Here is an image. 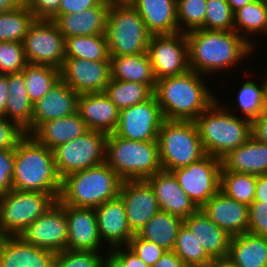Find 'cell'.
<instances>
[{"instance_id": "obj_31", "label": "cell", "mask_w": 267, "mask_h": 267, "mask_svg": "<svg viewBox=\"0 0 267 267\" xmlns=\"http://www.w3.org/2000/svg\"><path fill=\"white\" fill-rule=\"evenodd\" d=\"M227 259L238 267H267V237L248 232L231 237Z\"/></svg>"}, {"instance_id": "obj_55", "label": "cell", "mask_w": 267, "mask_h": 267, "mask_svg": "<svg viewBox=\"0 0 267 267\" xmlns=\"http://www.w3.org/2000/svg\"><path fill=\"white\" fill-rule=\"evenodd\" d=\"M8 96V74H0V118L5 117Z\"/></svg>"}, {"instance_id": "obj_38", "label": "cell", "mask_w": 267, "mask_h": 267, "mask_svg": "<svg viewBox=\"0 0 267 267\" xmlns=\"http://www.w3.org/2000/svg\"><path fill=\"white\" fill-rule=\"evenodd\" d=\"M22 72L28 96L33 104L43 98L61 79L60 70L49 65L28 64Z\"/></svg>"}, {"instance_id": "obj_2", "label": "cell", "mask_w": 267, "mask_h": 267, "mask_svg": "<svg viewBox=\"0 0 267 267\" xmlns=\"http://www.w3.org/2000/svg\"><path fill=\"white\" fill-rule=\"evenodd\" d=\"M203 76L189 70L156 81L154 95L163 119L194 121L217 99L215 92L204 83Z\"/></svg>"}, {"instance_id": "obj_22", "label": "cell", "mask_w": 267, "mask_h": 267, "mask_svg": "<svg viewBox=\"0 0 267 267\" xmlns=\"http://www.w3.org/2000/svg\"><path fill=\"white\" fill-rule=\"evenodd\" d=\"M77 113L88 130L111 134L119 123L120 110L104 92L79 95Z\"/></svg>"}, {"instance_id": "obj_52", "label": "cell", "mask_w": 267, "mask_h": 267, "mask_svg": "<svg viewBox=\"0 0 267 267\" xmlns=\"http://www.w3.org/2000/svg\"><path fill=\"white\" fill-rule=\"evenodd\" d=\"M111 251L123 262L125 267H150L128 246L116 247Z\"/></svg>"}, {"instance_id": "obj_59", "label": "cell", "mask_w": 267, "mask_h": 267, "mask_svg": "<svg viewBox=\"0 0 267 267\" xmlns=\"http://www.w3.org/2000/svg\"><path fill=\"white\" fill-rule=\"evenodd\" d=\"M18 6L13 0H0V14L10 11Z\"/></svg>"}, {"instance_id": "obj_17", "label": "cell", "mask_w": 267, "mask_h": 267, "mask_svg": "<svg viewBox=\"0 0 267 267\" xmlns=\"http://www.w3.org/2000/svg\"><path fill=\"white\" fill-rule=\"evenodd\" d=\"M119 196L123 200L128 226L137 234L160 210L155 193L146 180H125Z\"/></svg>"}, {"instance_id": "obj_26", "label": "cell", "mask_w": 267, "mask_h": 267, "mask_svg": "<svg viewBox=\"0 0 267 267\" xmlns=\"http://www.w3.org/2000/svg\"><path fill=\"white\" fill-rule=\"evenodd\" d=\"M177 0H136L132 6L139 13L151 35L180 33Z\"/></svg>"}, {"instance_id": "obj_14", "label": "cell", "mask_w": 267, "mask_h": 267, "mask_svg": "<svg viewBox=\"0 0 267 267\" xmlns=\"http://www.w3.org/2000/svg\"><path fill=\"white\" fill-rule=\"evenodd\" d=\"M19 237L26 243L55 254L66 250L68 223L65 204L57 200L43 215L24 229Z\"/></svg>"}, {"instance_id": "obj_23", "label": "cell", "mask_w": 267, "mask_h": 267, "mask_svg": "<svg viewBox=\"0 0 267 267\" xmlns=\"http://www.w3.org/2000/svg\"><path fill=\"white\" fill-rule=\"evenodd\" d=\"M78 97L79 94L60 79L43 98L33 104L32 133L42 123L76 113Z\"/></svg>"}, {"instance_id": "obj_3", "label": "cell", "mask_w": 267, "mask_h": 267, "mask_svg": "<svg viewBox=\"0 0 267 267\" xmlns=\"http://www.w3.org/2000/svg\"><path fill=\"white\" fill-rule=\"evenodd\" d=\"M12 189L51 194L56 200L61 192L53 150L25 135L14 149Z\"/></svg>"}, {"instance_id": "obj_29", "label": "cell", "mask_w": 267, "mask_h": 267, "mask_svg": "<svg viewBox=\"0 0 267 267\" xmlns=\"http://www.w3.org/2000/svg\"><path fill=\"white\" fill-rule=\"evenodd\" d=\"M88 131L84 120L76 112L64 118L42 123L31 136L41 145L53 150Z\"/></svg>"}, {"instance_id": "obj_15", "label": "cell", "mask_w": 267, "mask_h": 267, "mask_svg": "<svg viewBox=\"0 0 267 267\" xmlns=\"http://www.w3.org/2000/svg\"><path fill=\"white\" fill-rule=\"evenodd\" d=\"M163 120L157 98L153 95L143 103L121 110L114 134L133 141H158Z\"/></svg>"}, {"instance_id": "obj_21", "label": "cell", "mask_w": 267, "mask_h": 267, "mask_svg": "<svg viewBox=\"0 0 267 267\" xmlns=\"http://www.w3.org/2000/svg\"><path fill=\"white\" fill-rule=\"evenodd\" d=\"M146 181L152 187L161 211L185 219L199 209L179 186L171 171H158Z\"/></svg>"}, {"instance_id": "obj_53", "label": "cell", "mask_w": 267, "mask_h": 267, "mask_svg": "<svg viewBox=\"0 0 267 267\" xmlns=\"http://www.w3.org/2000/svg\"><path fill=\"white\" fill-rule=\"evenodd\" d=\"M251 136L264 144H267V110L251 121Z\"/></svg>"}, {"instance_id": "obj_50", "label": "cell", "mask_w": 267, "mask_h": 267, "mask_svg": "<svg viewBox=\"0 0 267 267\" xmlns=\"http://www.w3.org/2000/svg\"><path fill=\"white\" fill-rule=\"evenodd\" d=\"M62 0H30L28 8L36 20H53L58 15Z\"/></svg>"}, {"instance_id": "obj_58", "label": "cell", "mask_w": 267, "mask_h": 267, "mask_svg": "<svg viewBox=\"0 0 267 267\" xmlns=\"http://www.w3.org/2000/svg\"><path fill=\"white\" fill-rule=\"evenodd\" d=\"M252 1L254 0H227L233 13L242 8L244 5L251 3Z\"/></svg>"}, {"instance_id": "obj_8", "label": "cell", "mask_w": 267, "mask_h": 267, "mask_svg": "<svg viewBox=\"0 0 267 267\" xmlns=\"http://www.w3.org/2000/svg\"><path fill=\"white\" fill-rule=\"evenodd\" d=\"M105 34L109 56L147 53L152 36L132 5L109 6Z\"/></svg>"}, {"instance_id": "obj_54", "label": "cell", "mask_w": 267, "mask_h": 267, "mask_svg": "<svg viewBox=\"0 0 267 267\" xmlns=\"http://www.w3.org/2000/svg\"><path fill=\"white\" fill-rule=\"evenodd\" d=\"M152 267H187L182 259L173 251H165Z\"/></svg>"}, {"instance_id": "obj_40", "label": "cell", "mask_w": 267, "mask_h": 267, "mask_svg": "<svg viewBox=\"0 0 267 267\" xmlns=\"http://www.w3.org/2000/svg\"><path fill=\"white\" fill-rule=\"evenodd\" d=\"M256 175L221 171L222 191L227 197L249 206L254 201Z\"/></svg>"}, {"instance_id": "obj_57", "label": "cell", "mask_w": 267, "mask_h": 267, "mask_svg": "<svg viewBox=\"0 0 267 267\" xmlns=\"http://www.w3.org/2000/svg\"><path fill=\"white\" fill-rule=\"evenodd\" d=\"M102 267H125L123 262L110 250L103 254Z\"/></svg>"}, {"instance_id": "obj_1", "label": "cell", "mask_w": 267, "mask_h": 267, "mask_svg": "<svg viewBox=\"0 0 267 267\" xmlns=\"http://www.w3.org/2000/svg\"><path fill=\"white\" fill-rule=\"evenodd\" d=\"M186 34L189 68L199 74H214L232 68L245 56L253 55L254 48L235 30L217 31L196 29ZM242 59V60H241Z\"/></svg>"}, {"instance_id": "obj_36", "label": "cell", "mask_w": 267, "mask_h": 267, "mask_svg": "<svg viewBox=\"0 0 267 267\" xmlns=\"http://www.w3.org/2000/svg\"><path fill=\"white\" fill-rule=\"evenodd\" d=\"M65 57L91 61L110 60L106 34L65 38Z\"/></svg>"}, {"instance_id": "obj_60", "label": "cell", "mask_w": 267, "mask_h": 267, "mask_svg": "<svg viewBox=\"0 0 267 267\" xmlns=\"http://www.w3.org/2000/svg\"><path fill=\"white\" fill-rule=\"evenodd\" d=\"M214 267H238L237 265L233 264L227 258L217 259L214 261Z\"/></svg>"}, {"instance_id": "obj_7", "label": "cell", "mask_w": 267, "mask_h": 267, "mask_svg": "<svg viewBox=\"0 0 267 267\" xmlns=\"http://www.w3.org/2000/svg\"><path fill=\"white\" fill-rule=\"evenodd\" d=\"M162 170L172 171L206 155L194 121L163 120L158 132Z\"/></svg>"}, {"instance_id": "obj_62", "label": "cell", "mask_w": 267, "mask_h": 267, "mask_svg": "<svg viewBox=\"0 0 267 267\" xmlns=\"http://www.w3.org/2000/svg\"><path fill=\"white\" fill-rule=\"evenodd\" d=\"M18 6H27L30 0H13Z\"/></svg>"}, {"instance_id": "obj_35", "label": "cell", "mask_w": 267, "mask_h": 267, "mask_svg": "<svg viewBox=\"0 0 267 267\" xmlns=\"http://www.w3.org/2000/svg\"><path fill=\"white\" fill-rule=\"evenodd\" d=\"M104 93L120 111L135 104L143 103L154 95V91L147 84L112 78Z\"/></svg>"}, {"instance_id": "obj_33", "label": "cell", "mask_w": 267, "mask_h": 267, "mask_svg": "<svg viewBox=\"0 0 267 267\" xmlns=\"http://www.w3.org/2000/svg\"><path fill=\"white\" fill-rule=\"evenodd\" d=\"M182 224L181 217L159 210L137 235L170 251L175 246L177 233Z\"/></svg>"}, {"instance_id": "obj_46", "label": "cell", "mask_w": 267, "mask_h": 267, "mask_svg": "<svg viewBox=\"0 0 267 267\" xmlns=\"http://www.w3.org/2000/svg\"><path fill=\"white\" fill-rule=\"evenodd\" d=\"M127 246L150 267H152L166 251L156 243L140 238L137 234L130 239Z\"/></svg>"}, {"instance_id": "obj_19", "label": "cell", "mask_w": 267, "mask_h": 267, "mask_svg": "<svg viewBox=\"0 0 267 267\" xmlns=\"http://www.w3.org/2000/svg\"><path fill=\"white\" fill-rule=\"evenodd\" d=\"M101 241L109 246V250L127 246L134 236L128 226L123 200L120 196L108 200L94 208Z\"/></svg>"}, {"instance_id": "obj_24", "label": "cell", "mask_w": 267, "mask_h": 267, "mask_svg": "<svg viewBox=\"0 0 267 267\" xmlns=\"http://www.w3.org/2000/svg\"><path fill=\"white\" fill-rule=\"evenodd\" d=\"M55 253L24 242L19 236L0 237V267H54Z\"/></svg>"}, {"instance_id": "obj_32", "label": "cell", "mask_w": 267, "mask_h": 267, "mask_svg": "<svg viewBox=\"0 0 267 267\" xmlns=\"http://www.w3.org/2000/svg\"><path fill=\"white\" fill-rule=\"evenodd\" d=\"M110 70L112 79L147 84L153 91L156 88V79L148 52L110 56Z\"/></svg>"}, {"instance_id": "obj_10", "label": "cell", "mask_w": 267, "mask_h": 267, "mask_svg": "<svg viewBox=\"0 0 267 267\" xmlns=\"http://www.w3.org/2000/svg\"><path fill=\"white\" fill-rule=\"evenodd\" d=\"M107 134L88 130L53 149L55 168L61 180L72 173L105 163Z\"/></svg>"}, {"instance_id": "obj_61", "label": "cell", "mask_w": 267, "mask_h": 267, "mask_svg": "<svg viewBox=\"0 0 267 267\" xmlns=\"http://www.w3.org/2000/svg\"><path fill=\"white\" fill-rule=\"evenodd\" d=\"M109 6L113 5H132L136 0H103Z\"/></svg>"}, {"instance_id": "obj_28", "label": "cell", "mask_w": 267, "mask_h": 267, "mask_svg": "<svg viewBox=\"0 0 267 267\" xmlns=\"http://www.w3.org/2000/svg\"><path fill=\"white\" fill-rule=\"evenodd\" d=\"M222 160L221 171L253 175H267V144L252 136L241 146L230 151Z\"/></svg>"}, {"instance_id": "obj_45", "label": "cell", "mask_w": 267, "mask_h": 267, "mask_svg": "<svg viewBox=\"0 0 267 267\" xmlns=\"http://www.w3.org/2000/svg\"><path fill=\"white\" fill-rule=\"evenodd\" d=\"M103 252L64 250L55 254L54 267H102Z\"/></svg>"}, {"instance_id": "obj_48", "label": "cell", "mask_w": 267, "mask_h": 267, "mask_svg": "<svg viewBox=\"0 0 267 267\" xmlns=\"http://www.w3.org/2000/svg\"><path fill=\"white\" fill-rule=\"evenodd\" d=\"M25 131L5 117L0 118V149H15Z\"/></svg>"}, {"instance_id": "obj_63", "label": "cell", "mask_w": 267, "mask_h": 267, "mask_svg": "<svg viewBox=\"0 0 267 267\" xmlns=\"http://www.w3.org/2000/svg\"><path fill=\"white\" fill-rule=\"evenodd\" d=\"M266 74H267V72H266ZM265 78H266V95H267V75L265 76ZM266 108H267V96H266Z\"/></svg>"}, {"instance_id": "obj_49", "label": "cell", "mask_w": 267, "mask_h": 267, "mask_svg": "<svg viewBox=\"0 0 267 267\" xmlns=\"http://www.w3.org/2000/svg\"><path fill=\"white\" fill-rule=\"evenodd\" d=\"M14 149H0V194L12 190Z\"/></svg>"}, {"instance_id": "obj_43", "label": "cell", "mask_w": 267, "mask_h": 267, "mask_svg": "<svg viewBox=\"0 0 267 267\" xmlns=\"http://www.w3.org/2000/svg\"><path fill=\"white\" fill-rule=\"evenodd\" d=\"M200 29L234 31V13L227 0H207L204 25Z\"/></svg>"}, {"instance_id": "obj_51", "label": "cell", "mask_w": 267, "mask_h": 267, "mask_svg": "<svg viewBox=\"0 0 267 267\" xmlns=\"http://www.w3.org/2000/svg\"><path fill=\"white\" fill-rule=\"evenodd\" d=\"M103 0H62L58 14L77 13L82 10L95 7Z\"/></svg>"}, {"instance_id": "obj_47", "label": "cell", "mask_w": 267, "mask_h": 267, "mask_svg": "<svg viewBox=\"0 0 267 267\" xmlns=\"http://www.w3.org/2000/svg\"><path fill=\"white\" fill-rule=\"evenodd\" d=\"M248 233L267 237V202L253 201L249 205Z\"/></svg>"}, {"instance_id": "obj_16", "label": "cell", "mask_w": 267, "mask_h": 267, "mask_svg": "<svg viewBox=\"0 0 267 267\" xmlns=\"http://www.w3.org/2000/svg\"><path fill=\"white\" fill-rule=\"evenodd\" d=\"M60 78L79 95L104 92L111 79L110 60L65 57Z\"/></svg>"}, {"instance_id": "obj_9", "label": "cell", "mask_w": 267, "mask_h": 267, "mask_svg": "<svg viewBox=\"0 0 267 267\" xmlns=\"http://www.w3.org/2000/svg\"><path fill=\"white\" fill-rule=\"evenodd\" d=\"M57 200L48 193L14 190L0 194V237L19 236Z\"/></svg>"}, {"instance_id": "obj_34", "label": "cell", "mask_w": 267, "mask_h": 267, "mask_svg": "<svg viewBox=\"0 0 267 267\" xmlns=\"http://www.w3.org/2000/svg\"><path fill=\"white\" fill-rule=\"evenodd\" d=\"M234 30L255 49L257 46L249 37L267 34V0H254L237 10L234 13Z\"/></svg>"}, {"instance_id": "obj_27", "label": "cell", "mask_w": 267, "mask_h": 267, "mask_svg": "<svg viewBox=\"0 0 267 267\" xmlns=\"http://www.w3.org/2000/svg\"><path fill=\"white\" fill-rule=\"evenodd\" d=\"M183 223L214 260L227 258L231 236L211 221L201 208L183 219Z\"/></svg>"}, {"instance_id": "obj_6", "label": "cell", "mask_w": 267, "mask_h": 267, "mask_svg": "<svg viewBox=\"0 0 267 267\" xmlns=\"http://www.w3.org/2000/svg\"><path fill=\"white\" fill-rule=\"evenodd\" d=\"M105 162L123 181L146 180L162 170L158 141H133L107 134Z\"/></svg>"}, {"instance_id": "obj_44", "label": "cell", "mask_w": 267, "mask_h": 267, "mask_svg": "<svg viewBox=\"0 0 267 267\" xmlns=\"http://www.w3.org/2000/svg\"><path fill=\"white\" fill-rule=\"evenodd\" d=\"M27 65L21 42H0V74L21 72Z\"/></svg>"}, {"instance_id": "obj_30", "label": "cell", "mask_w": 267, "mask_h": 267, "mask_svg": "<svg viewBox=\"0 0 267 267\" xmlns=\"http://www.w3.org/2000/svg\"><path fill=\"white\" fill-rule=\"evenodd\" d=\"M8 100L5 118L16 123L25 134H32L33 103L26 89L23 72L8 74Z\"/></svg>"}, {"instance_id": "obj_4", "label": "cell", "mask_w": 267, "mask_h": 267, "mask_svg": "<svg viewBox=\"0 0 267 267\" xmlns=\"http://www.w3.org/2000/svg\"><path fill=\"white\" fill-rule=\"evenodd\" d=\"M223 105L217 98L194 120L205 153L219 159L251 137V121Z\"/></svg>"}, {"instance_id": "obj_56", "label": "cell", "mask_w": 267, "mask_h": 267, "mask_svg": "<svg viewBox=\"0 0 267 267\" xmlns=\"http://www.w3.org/2000/svg\"><path fill=\"white\" fill-rule=\"evenodd\" d=\"M254 201L267 202V175L256 176Z\"/></svg>"}, {"instance_id": "obj_39", "label": "cell", "mask_w": 267, "mask_h": 267, "mask_svg": "<svg viewBox=\"0 0 267 267\" xmlns=\"http://www.w3.org/2000/svg\"><path fill=\"white\" fill-rule=\"evenodd\" d=\"M35 21L28 6H16L0 14V42H21L27 35L30 25Z\"/></svg>"}, {"instance_id": "obj_5", "label": "cell", "mask_w": 267, "mask_h": 267, "mask_svg": "<svg viewBox=\"0 0 267 267\" xmlns=\"http://www.w3.org/2000/svg\"><path fill=\"white\" fill-rule=\"evenodd\" d=\"M122 182L105 162L65 176L58 201L73 207L96 208L118 197Z\"/></svg>"}, {"instance_id": "obj_20", "label": "cell", "mask_w": 267, "mask_h": 267, "mask_svg": "<svg viewBox=\"0 0 267 267\" xmlns=\"http://www.w3.org/2000/svg\"><path fill=\"white\" fill-rule=\"evenodd\" d=\"M201 210L231 237L248 232L249 206L227 197L222 191L211 197Z\"/></svg>"}, {"instance_id": "obj_18", "label": "cell", "mask_w": 267, "mask_h": 267, "mask_svg": "<svg viewBox=\"0 0 267 267\" xmlns=\"http://www.w3.org/2000/svg\"><path fill=\"white\" fill-rule=\"evenodd\" d=\"M65 216L68 223L67 250L99 252L102 249L94 208L65 205Z\"/></svg>"}, {"instance_id": "obj_25", "label": "cell", "mask_w": 267, "mask_h": 267, "mask_svg": "<svg viewBox=\"0 0 267 267\" xmlns=\"http://www.w3.org/2000/svg\"><path fill=\"white\" fill-rule=\"evenodd\" d=\"M108 9L109 5L102 1L77 13L58 14L52 21L65 38L105 34Z\"/></svg>"}, {"instance_id": "obj_12", "label": "cell", "mask_w": 267, "mask_h": 267, "mask_svg": "<svg viewBox=\"0 0 267 267\" xmlns=\"http://www.w3.org/2000/svg\"><path fill=\"white\" fill-rule=\"evenodd\" d=\"M28 64L61 69L65 60V37L52 20H36L22 41Z\"/></svg>"}, {"instance_id": "obj_64", "label": "cell", "mask_w": 267, "mask_h": 267, "mask_svg": "<svg viewBox=\"0 0 267 267\" xmlns=\"http://www.w3.org/2000/svg\"><path fill=\"white\" fill-rule=\"evenodd\" d=\"M206 267H214V262H213V264H212V265H210V266H206Z\"/></svg>"}, {"instance_id": "obj_42", "label": "cell", "mask_w": 267, "mask_h": 267, "mask_svg": "<svg viewBox=\"0 0 267 267\" xmlns=\"http://www.w3.org/2000/svg\"><path fill=\"white\" fill-rule=\"evenodd\" d=\"M207 0H177V22L179 31L187 33L204 25Z\"/></svg>"}, {"instance_id": "obj_13", "label": "cell", "mask_w": 267, "mask_h": 267, "mask_svg": "<svg viewBox=\"0 0 267 267\" xmlns=\"http://www.w3.org/2000/svg\"><path fill=\"white\" fill-rule=\"evenodd\" d=\"M148 54L156 81L190 70L188 40L185 33L152 35Z\"/></svg>"}, {"instance_id": "obj_37", "label": "cell", "mask_w": 267, "mask_h": 267, "mask_svg": "<svg viewBox=\"0 0 267 267\" xmlns=\"http://www.w3.org/2000/svg\"><path fill=\"white\" fill-rule=\"evenodd\" d=\"M173 251L187 267H206L215 261L184 223L178 230Z\"/></svg>"}, {"instance_id": "obj_41", "label": "cell", "mask_w": 267, "mask_h": 267, "mask_svg": "<svg viewBox=\"0 0 267 267\" xmlns=\"http://www.w3.org/2000/svg\"><path fill=\"white\" fill-rule=\"evenodd\" d=\"M261 84H256L254 81L248 80L242 83L237 94V108L243 114V118L252 121L261 113H264L266 108V78ZM245 114V115H244Z\"/></svg>"}, {"instance_id": "obj_11", "label": "cell", "mask_w": 267, "mask_h": 267, "mask_svg": "<svg viewBox=\"0 0 267 267\" xmlns=\"http://www.w3.org/2000/svg\"><path fill=\"white\" fill-rule=\"evenodd\" d=\"M222 160L206 154L197 162L172 170L179 186L201 208L220 191Z\"/></svg>"}]
</instances>
